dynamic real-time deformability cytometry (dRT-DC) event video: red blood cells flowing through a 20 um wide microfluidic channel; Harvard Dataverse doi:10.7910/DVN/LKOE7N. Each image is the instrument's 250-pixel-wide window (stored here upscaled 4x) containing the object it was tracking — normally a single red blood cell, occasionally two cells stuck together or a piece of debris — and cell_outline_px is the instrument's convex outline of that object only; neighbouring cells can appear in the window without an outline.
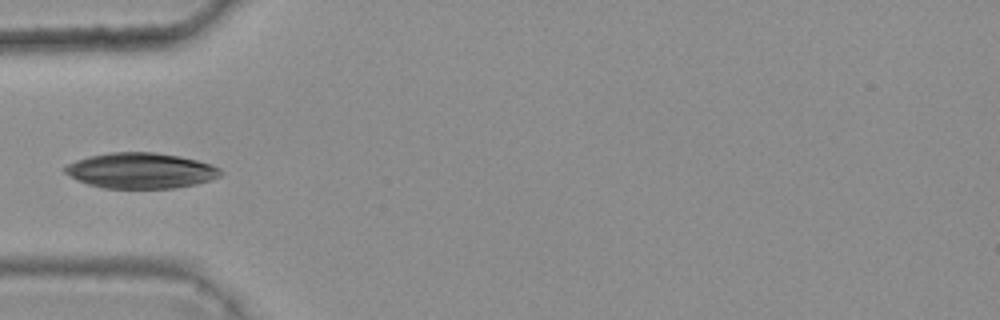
{"species": "common noctule bat (a hibernating species)", "species_latin": "Nyctalus noctula", "temperature_condition": "warm", "stored_images_in_passage": 4, "camera_frame_rate_fps": 3000, "um_per_image_px": 0.085, "animal": {"sex": "female", "body_mass_g": 25.1}, "frame": {"image": 1, "passage_image": 4, "time_ms": 1.0, "image_size_px": [1000, 320], "cell_outline_px": [[220, 176], [196, 184], [176, 188], [104, 188], [88, 184], [64, 172], [60, 168], [76, 160], [88, 156], [112, 152], [152, 152], [180, 156], [212, 164], [220, 168]], "centroid_in_image_um": [11.95, 14.49], "position_along_channel_um": 73.0, "area_um2": 32.14}}